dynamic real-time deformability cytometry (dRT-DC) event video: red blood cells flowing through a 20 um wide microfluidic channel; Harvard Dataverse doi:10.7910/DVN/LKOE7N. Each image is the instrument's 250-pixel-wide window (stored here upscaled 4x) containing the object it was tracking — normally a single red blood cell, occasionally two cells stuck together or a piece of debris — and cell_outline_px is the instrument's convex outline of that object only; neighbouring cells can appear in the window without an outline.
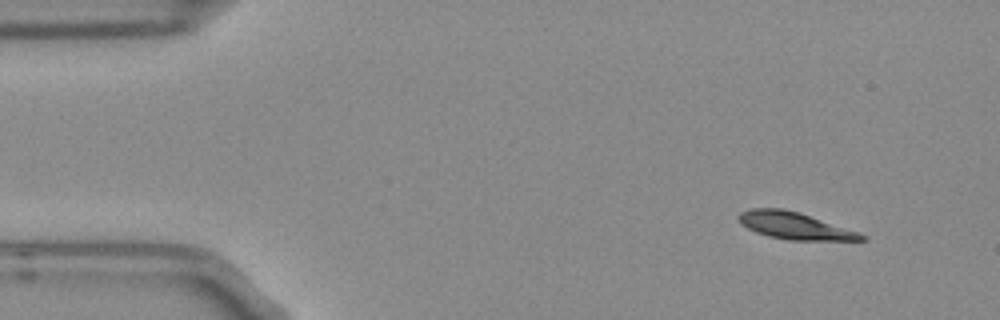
{"species": "Egyptian fruit bat (a non-hibernating species)", "species_latin": "Rousettus aegyptiacus", "temperature_condition": "room temperature", "stored_images_in_passage": 9, "camera_frame_rate_fps": 3000, "um_per_image_px": 0.085, "frame": {"image": 1, "passage_image": 1, "time_ms": 0.0, "image_size_px": [1000, 320], "cell_outline_px": [[868, 240], [788, 240], [768, 236], [756, 232], [740, 224], [740, 212], [748, 208], [784, 208], [800, 212], [860, 232]], "centroid_in_image_um": [67.55, 19.18], "position_along_channel_um": 17.4, "area_um2": 19.36}}
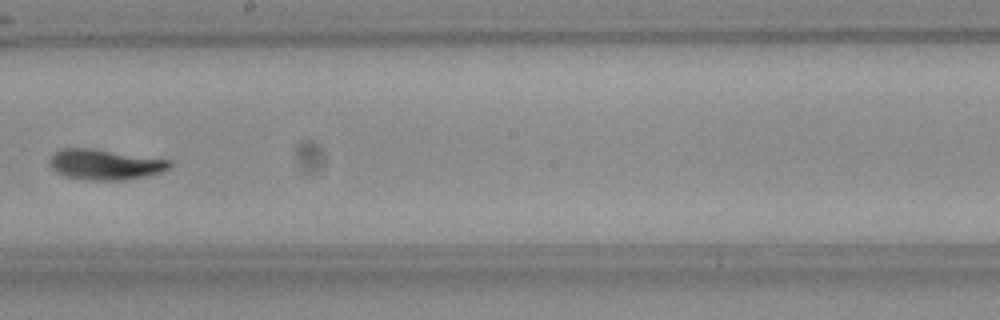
{"frame": {"image": 2, "passage_image": 8, "time_ms": 2.333, "image_size_px": [1000, 320], "cell_outline_px": [[172, 164], [168, 168], [160, 172], [148, 176], [128, 180], [84, 180], [64, 176], [56, 172], [48, 164], [48, 160], [56, 152], [64, 148], [92, 148], [172, 160]], "centroid_in_image_um": [8.92, 13.99], "position_along_channel_um": 239.3, "area_um2": 21.5}}
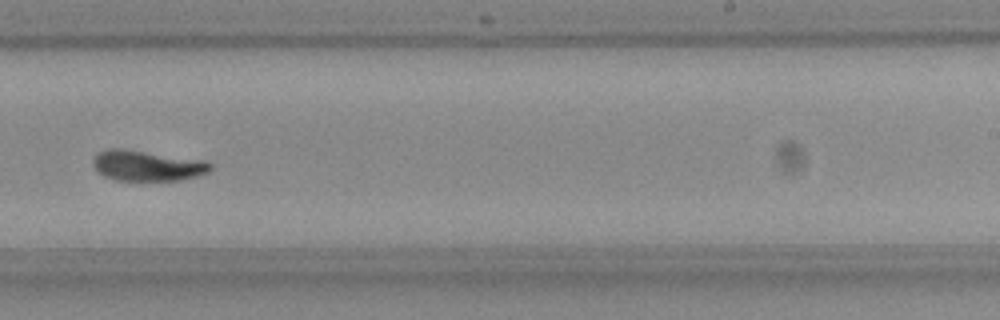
{"frame": {"image": 3, "passage_image": 9, "time_ms": 2.667, "image_size_px": [1000, 320], "cell_outline_px": [[212, 168], [208, 172], [200, 176], [180, 180], [116, 180], [104, 176], [96, 172], [92, 164], [92, 160], [100, 152], [112, 148], [116, 148], [208, 160], [212, 164]], "centroid_in_image_um": [12.55, 14.09], "position_along_channel_um": 276.4, "area_um2": 20.92}}